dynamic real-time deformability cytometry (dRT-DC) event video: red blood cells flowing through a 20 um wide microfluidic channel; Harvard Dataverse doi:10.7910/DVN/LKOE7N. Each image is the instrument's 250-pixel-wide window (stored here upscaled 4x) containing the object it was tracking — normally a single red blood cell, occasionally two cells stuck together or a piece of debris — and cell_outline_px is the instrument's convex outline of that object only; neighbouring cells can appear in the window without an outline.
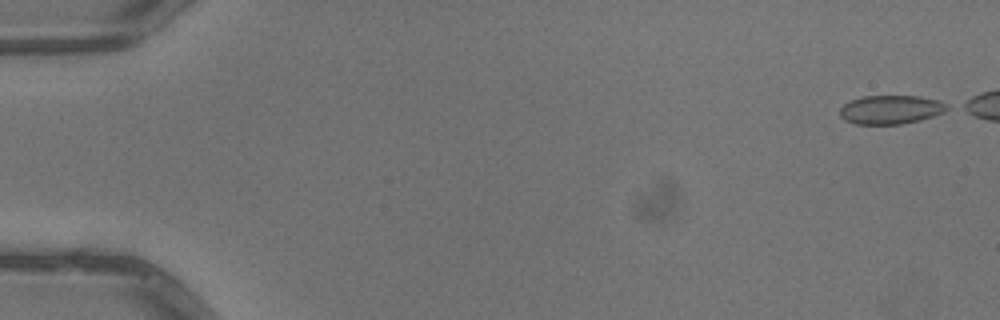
{"species": "common noctule bat (a hibernating species)", "species_latin": "Nyctalus noctula", "temperature_condition": "warm", "stored_images_in_passage": 5, "camera_frame_rate_fps": 3000, "um_per_image_px": 0.085, "animal": {"sex": "male", "body_mass_g": 13.3}, "frame": {"image": 1, "passage_image": 1, "time_ms": 0.0, "image_size_px": [1000, 320], "cell_outline_px": [[952, 108], [944, 112], [920, 120], [900, 124], [856, 124], [844, 120], [840, 116], [840, 108], [844, 104], [860, 96], [920, 96], [940, 100], [948, 104]], "centroid_in_image_um": [75.75, 9.31], "position_along_channel_um": 9.3, "area_um2": 18.15}}
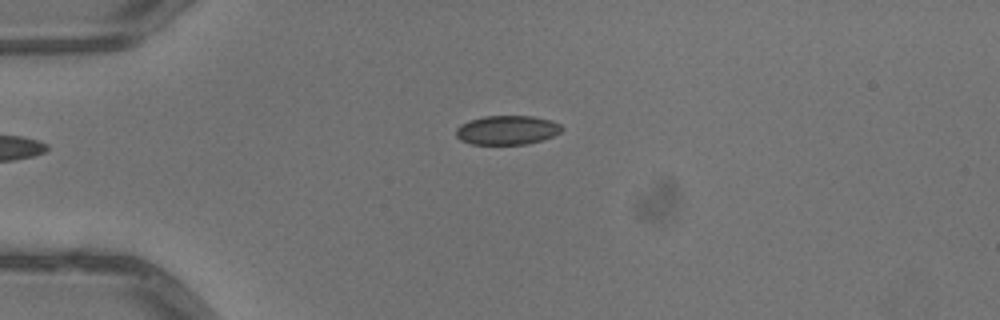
{"frame": {"image": 2, "passage_image": 5, "time_ms": 1.333, "image_size_px": [1000, 320], "cell_outline_px": [[564, 128], [560, 132], [552, 136], [528, 144], [472, 144], [460, 140], [456, 136], [456, 128], [460, 124], [468, 120], [484, 116], [532, 116], [552, 120], [560, 124]], "centroid_in_image_um": [43.09, 11.05], "position_along_channel_um": 41.9, "area_um2": 18.03}}